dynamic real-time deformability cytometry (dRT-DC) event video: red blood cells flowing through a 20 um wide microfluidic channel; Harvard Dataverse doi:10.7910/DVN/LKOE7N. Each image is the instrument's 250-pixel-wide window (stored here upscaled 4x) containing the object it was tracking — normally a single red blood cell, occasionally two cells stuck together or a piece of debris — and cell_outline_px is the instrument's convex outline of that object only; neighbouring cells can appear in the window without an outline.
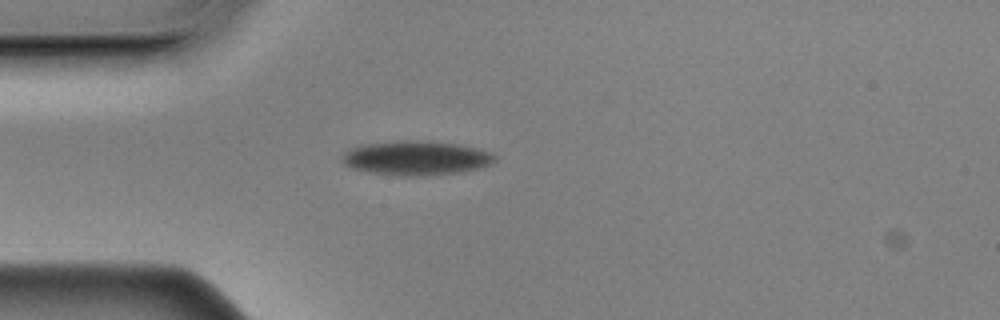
{"species": "Egyptian fruit bat (a non-hibernating species)", "species_latin": "Rousettus aegyptiacus", "temperature_condition": "cold", "stored_images_in_passage": 4, "camera_frame_rate_fps": 3000, "um_per_image_px": 0.085, "animal": {"sex": "male"}, "frame": {"image": 1, "passage_image": 2, "time_ms": 0.333, "image_size_px": [1000, 320], "cell_outline_px": [[496, 160], [488, 164], [476, 168], [456, 172], [416, 176], [372, 172], [352, 168], [344, 164], [340, 160], [344, 152], [360, 144], [400, 140], [428, 140], [456, 144], [488, 152], [496, 156]], "centroid_in_image_um": [35.29, 13.4], "position_along_channel_um": 49.7, "area_um2": 29.94}}